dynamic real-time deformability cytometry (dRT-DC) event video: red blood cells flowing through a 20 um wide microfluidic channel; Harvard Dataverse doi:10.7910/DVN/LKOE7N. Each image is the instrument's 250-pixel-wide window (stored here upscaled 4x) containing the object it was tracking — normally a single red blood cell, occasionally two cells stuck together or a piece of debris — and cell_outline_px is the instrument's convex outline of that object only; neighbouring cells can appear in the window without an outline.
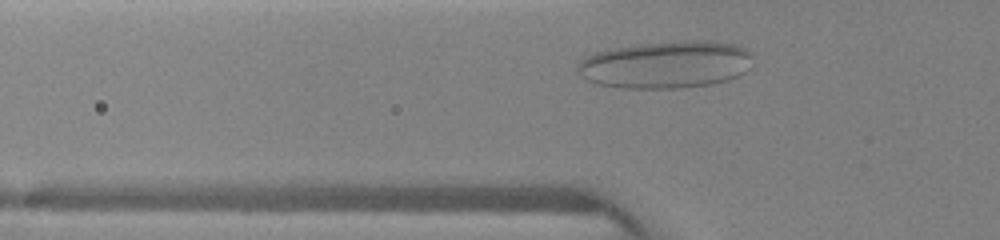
{"species": "human", "species_latin": "Homo sapiens", "temperature_condition": "warm", "stored_images_in_passage": 51, "camera_frame_rate_fps": 3000, "um_per_image_px": 0.085, "donor": {"sex": "female"}, "frame": {"image": 1, "passage_image": 10, "time_ms": 1.667, "image_size_px": [1000, 240], "cell_outline_px": [[752, 56], [744, 72], [728, 80], [712, 84], [680, 88], [624, 88], [596, 84], [580, 76], [576, 68], [576, 64], [584, 56], [596, 52], [612, 48], [640, 44], [700, 40], [708, 40], [736, 44], [752, 52]], "centroid_in_image_um": [56.56, 5.49], "position_along_channel_um": 69.2, "area_um2": 48.38}}
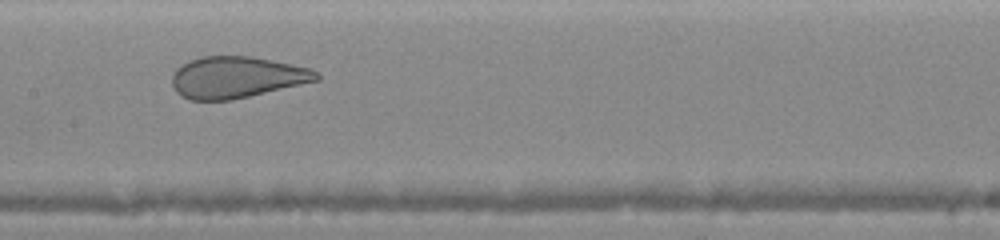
{"frame": {"image": 2, "passage_image": 22, "time_ms": 4.333, "image_size_px": [1000, 240], "cell_outline_px": [[320, 80], [232, 100], [188, 100], [180, 96], [176, 92], [172, 84], [172, 76], [176, 68], [192, 60], [204, 56], [248, 56], [272, 60], [292, 64], [308, 68], [320, 72]], "centroid_in_image_um": [20.12, 6.58], "position_along_channel_um": 187.3, "area_um2": 34.91}}
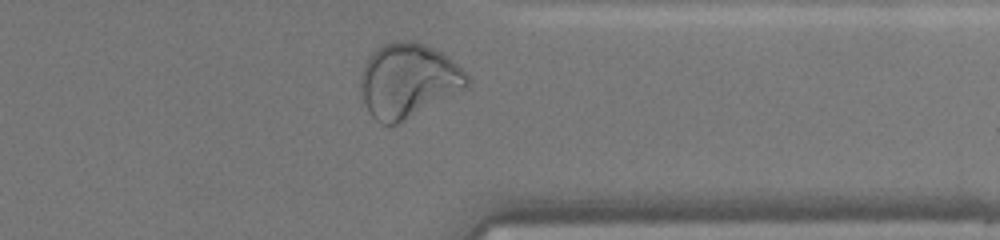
{"frame": {"image": 3, "passage_image": 48, "time_ms": 8.667, "image_size_px": [1000, 240], "cell_outline_px": [[468, 84], [464, 88], [396, 124], [380, 124], [372, 116], [360, 92], [360, 72], [368, 56], [376, 48], [384, 44], [396, 40], [408, 40], [424, 44], [440, 52], [452, 60], [468, 76]], "centroid_in_image_um": [34.62, 6.81], "position_along_channel_um": 376.8, "area_um2": 45.26}}